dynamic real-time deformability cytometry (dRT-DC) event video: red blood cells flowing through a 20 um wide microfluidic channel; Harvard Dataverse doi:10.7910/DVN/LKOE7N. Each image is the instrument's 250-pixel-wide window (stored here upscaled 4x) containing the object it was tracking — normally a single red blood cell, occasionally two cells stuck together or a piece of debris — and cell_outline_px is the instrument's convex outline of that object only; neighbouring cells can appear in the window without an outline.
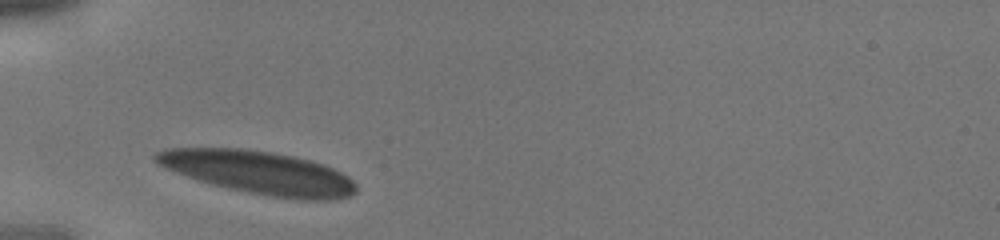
{"species": "human", "species_latin": "Homo sapiens", "temperature_condition": "cold", "stored_images_in_passage": 2, "camera_frame_rate_fps": 3000, "um_per_image_px": 0.085, "donor": {"sex": "male"}, "frame": {"image": 1, "passage_image": 1, "time_ms": 0.0, "image_size_px": [1000, 240], "cell_outline_px": [[356, 192], [352, 196], [336, 200], [300, 200], [268, 196], [248, 192], [200, 180], [164, 168], [152, 156], [156, 152], [164, 148], [240, 148], [272, 152], [292, 156], [324, 164], [348, 176], [356, 184]], "centroid_in_image_um": [22.05, 14.67], "position_along_channel_um": 63.0, "area_um2": 49.94}}